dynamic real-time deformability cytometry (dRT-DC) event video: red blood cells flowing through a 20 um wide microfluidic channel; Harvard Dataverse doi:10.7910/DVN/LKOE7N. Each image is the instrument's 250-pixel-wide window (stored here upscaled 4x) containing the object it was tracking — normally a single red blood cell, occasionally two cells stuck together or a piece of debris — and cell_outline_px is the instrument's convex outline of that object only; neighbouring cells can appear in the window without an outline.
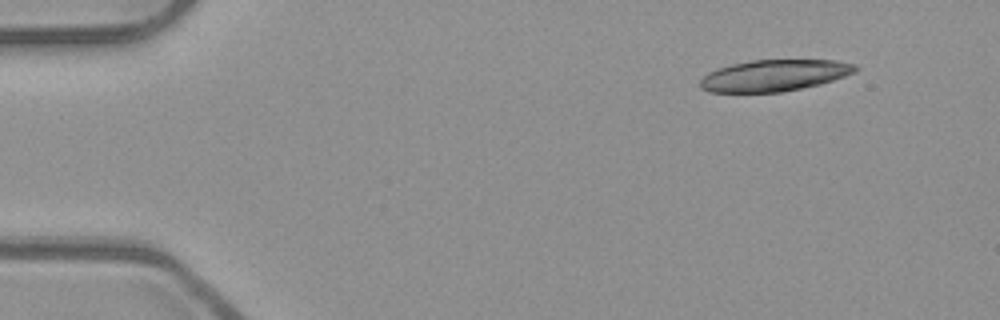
{"species": "common noctule bat (a hibernating species)", "species_latin": "Nyctalus noctula", "temperature_condition": "room temperature", "stored_images_in_passage": 4, "camera_frame_rate_fps": 3000, "um_per_image_px": 0.085, "animal": {"sex": "male", "body_mass_g": 23.1, "forearm_length_mm": 52.7}, "frame": {"image": 1, "passage_image": 1, "time_ms": 0.0, "image_size_px": [1000, 320], "cell_outline_px": [[860, 68], [856, 72], [820, 84], [780, 92], [708, 92], [700, 88], [700, 80], [708, 72], [732, 64], [752, 60], [836, 60], [856, 64]], "centroid_in_image_um": [65.83, 6.41], "position_along_channel_um": 19.2, "area_um2": 28.38}}